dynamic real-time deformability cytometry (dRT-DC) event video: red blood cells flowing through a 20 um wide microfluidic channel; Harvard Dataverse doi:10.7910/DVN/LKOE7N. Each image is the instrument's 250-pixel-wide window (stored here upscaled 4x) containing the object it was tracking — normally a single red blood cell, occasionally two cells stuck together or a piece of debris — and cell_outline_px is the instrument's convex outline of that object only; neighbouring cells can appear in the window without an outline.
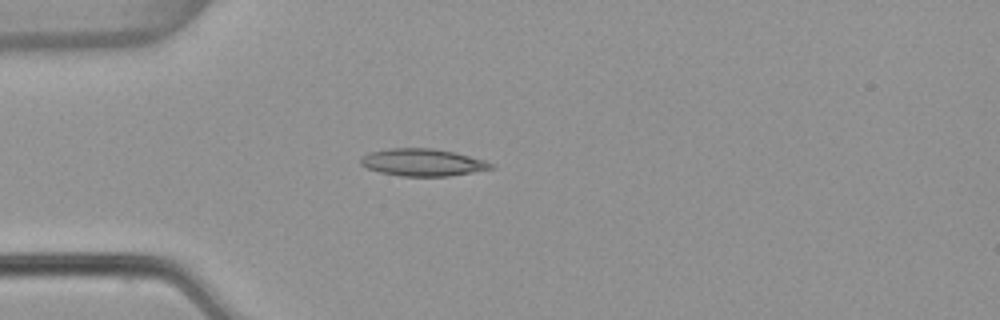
{"species": "common noctule bat (a hibernating species)", "species_latin": "Nyctalus noctula", "temperature_condition": "warm", "stored_images_in_passage": 5, "camera_frame_rate_fps": 3000, "um_per_image_px": 0.085, "animal": {"sex": "female", "body_mass_g": 22.7, "forearm_length_mm": 54.2}, "frame": {"image": 1, "passage_image": 4, "time_ms": 1.0, "image_size_px": [1000, 320], "cell_outline_px": [[496, 168], [448, 176], [400, 176], [380, 172], [368, 168], [360, 164], [360, 156], [368, 152], [392, 148], [432, 148], [452, 152], [484, 160], [496, 164]], "centroid_in_image_um": [35.91, 13.8], "position_along_channel_um": 49.1, "area_um2": 20.69}}